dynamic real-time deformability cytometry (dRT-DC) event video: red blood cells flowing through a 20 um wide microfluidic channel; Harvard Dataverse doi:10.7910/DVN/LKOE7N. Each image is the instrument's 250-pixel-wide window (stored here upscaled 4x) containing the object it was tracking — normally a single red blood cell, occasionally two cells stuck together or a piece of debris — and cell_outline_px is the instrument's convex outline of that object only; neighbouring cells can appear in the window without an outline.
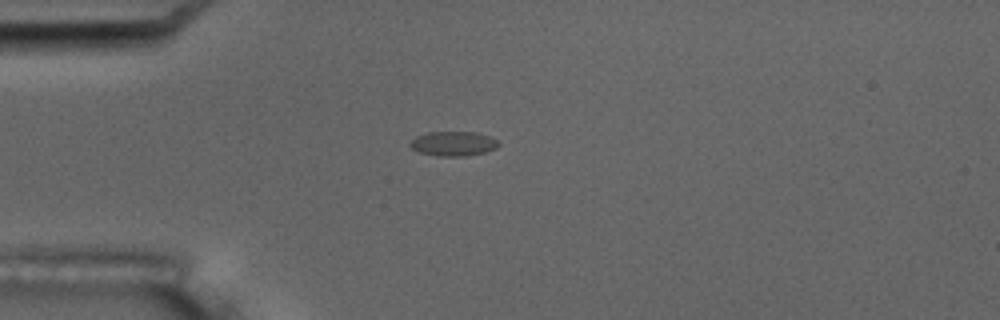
{"species": "common noctule bat (a hibernating species)", "species_latin": "Nyctalus noctula", "temperature_condition": "room temperature", "stored_images_in_passage": 3, "camera_frame_rate_fps": 3000, "um_per_image_px": 0.085, "animal": {"sex": "male", "body_mass_g": 17.5, "forearm_length_mm": 52.3}, "frame": {"image": 1, "passage_image": 3, "time_ms": 7.667, "image_size_px": [1000, 320], "cell_outline_px": [[500, 144], [496, 148], [484, 152], [464, 156], [436, 156], [420, 152], [412, 148], [408, 144], [416, 136], [428, 132], [476, 132], [488, 136], [496, 140]], "centroid_in_image_um": [38.51, 12.21], "position_along_channel_um": 46.5, "area_um2": 12.54}}